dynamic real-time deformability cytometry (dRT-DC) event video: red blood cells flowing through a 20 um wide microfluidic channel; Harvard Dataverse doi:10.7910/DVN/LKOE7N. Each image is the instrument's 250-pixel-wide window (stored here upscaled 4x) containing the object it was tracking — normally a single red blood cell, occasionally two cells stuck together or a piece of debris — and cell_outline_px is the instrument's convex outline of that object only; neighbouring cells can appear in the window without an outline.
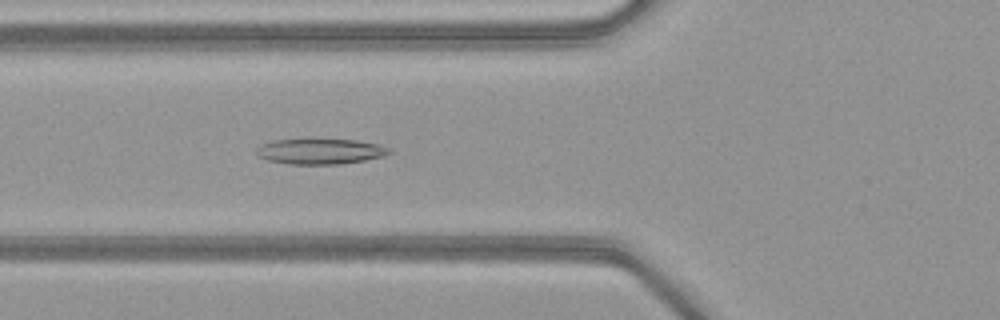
{"species": "common noctule bat (a hibernating species)", "species_latin": "Nyctalus noctula", "temperature_condition": "warm", "stored_images_in_passage": 50, "camera_frame_rate_fps": 3000, "um_per_image_px": 0.085, "animal": {"sex": "female", "body_mass_g": 21.9}, "frame": {"image": 1, "passage_image": 18, "time_ms": 5.667, "image_size_px": [1000, 320], "cell_outline_px": [[392, 152], [384, 156], [364, 160], [340, 164], [288, 164], [268, 160], [260, 156], [256, 152], [256, 148], [260, 144], [272, 140], [308, 136], [356, 140], [376, 144], [392, 148]], "centroid_in_image_um": [27.19, 12.81], "position_along_channel_um": 98.6, "area_um2": 20.75}}
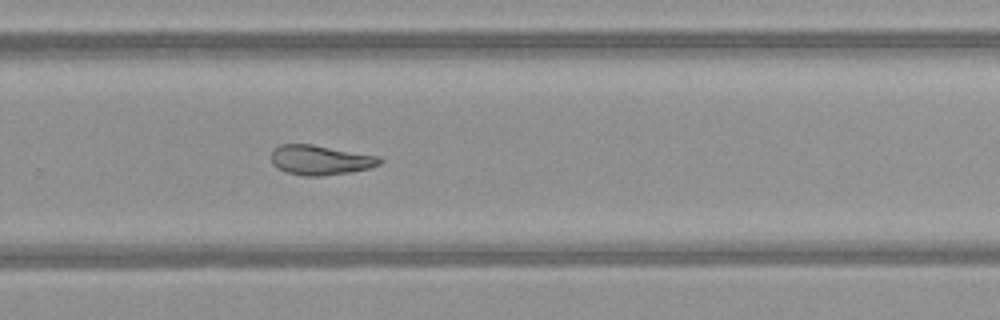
{"frame": {"image": 2, "passage_image": 33, "time_ms": 10.667, "image_size_px": [1000, 320], "cell_outline_px": [[384, 160], [380, 164], [368, 168], [348, 172], [320, 176], [304, 176], [284, 172], [272, 164], [272, 148], [280, 144], [312, 144], [380, 156]], "centroid_in_image_um": [27.21, 13.59], "position_along_channel_um": 302.6, "area_um2": 18.9}}
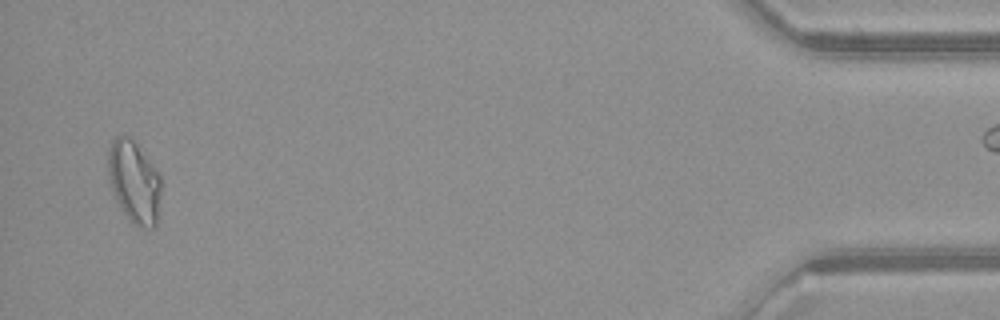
{"frame": {"image": 3, "passage_image": 48, "time_ms": 15.667, "image_size_px": [1000, 320], "cell_outline_px": [[160, 192], [156, 228], [136, 228], [128, 220], [120, 208], [112, 192], [108, 180], [108, 148], [112, 140], [116, 136], [128, 136], [136, 144], [160, 176]], "centroid_in_image_um": [11.37, 15.52], "position_along_channel_um": 423.8, "area_um2": 25.49}, "authors_computed_cell_mechanics": {"area_um2": 21.2704, "velocity_mm_per_s": 4.0726, "shape_relaxation_time_tau1_ms": null, "shape_relaxation_time_tau2_ms": 2.8738, "deformation_change_tau1": null, "deformation_change_tau2": 0.0996}}